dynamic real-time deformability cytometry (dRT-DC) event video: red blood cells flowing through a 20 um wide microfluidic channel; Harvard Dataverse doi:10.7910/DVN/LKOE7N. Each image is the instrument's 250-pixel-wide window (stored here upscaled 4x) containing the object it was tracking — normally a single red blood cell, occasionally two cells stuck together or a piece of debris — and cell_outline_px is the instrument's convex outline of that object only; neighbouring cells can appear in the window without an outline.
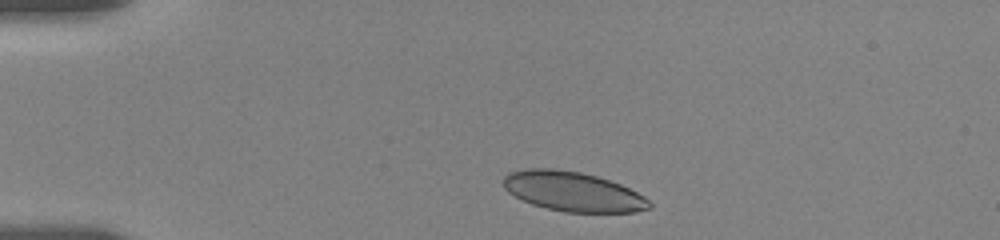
{"species": "human", "species_latin": "Homo sapiens", "temperature_condition": "room temperature", "stored_images_in_passage": 23, "camera_frame_rate_fps": 3000, "um_per_image_px": 0.085, "donor": {"sex": "female"}, "frame": {"image": 1, "passage_image": 7, "time_ms": 0.667, "image_size_px": [1000, 240], "cell_outline_px": [[652, 208], [636, 212], [564, 212], [532, 204], [508, 192], [504, 188], [504, 176], [508, 172], [528, 168], [556, 168], [580, 172], [596, 176], [620, 184], [644, 196], [652, 204]], "centroid_in_image_um": [48.69, 16.27], "position_along_channel_um": 36.3, "area_um2": 33.58}}